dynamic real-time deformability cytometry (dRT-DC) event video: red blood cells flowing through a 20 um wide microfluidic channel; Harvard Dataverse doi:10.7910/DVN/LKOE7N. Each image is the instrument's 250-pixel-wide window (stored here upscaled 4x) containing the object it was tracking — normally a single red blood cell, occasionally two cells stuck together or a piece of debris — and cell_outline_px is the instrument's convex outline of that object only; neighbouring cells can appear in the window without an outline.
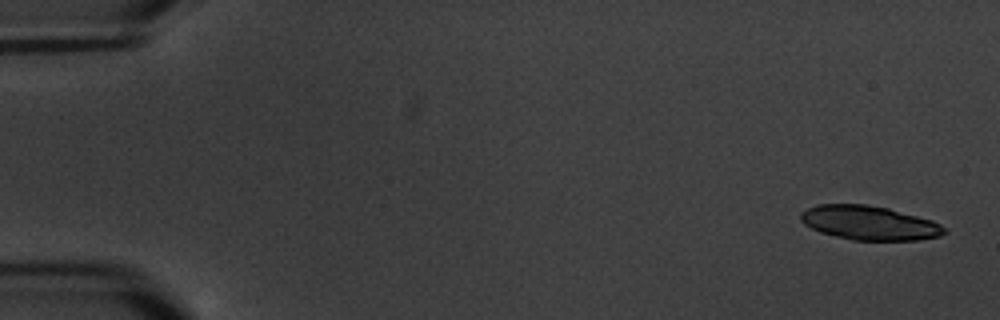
{"species": "common noctule bat (a hibernating species)", "species_latin": "Nyctalus noctula", "temperature_condition": "warm", "stored_images_in_passage": 7, "camera_frame_rate_fps": 3000, "um_per_image_px": 0.085, "animal": {"sex": "male", "body_mass_g": 20.1, "forearm_length_mm": 53.5}, "frame": {"image": 1, "passage_image": 1, "time_ms": 0.0, "image_size_px": [1000, 320], "cell_outline_px": [[948, 232], [940, 236], [916, 240], [852, 240], [820, 232], [804, 224], [800, 220], [800, 212], [816, 204], [868, 204], [888, 208], [932, 220], [940, 224]], "centroid_in_image_um": [73.87, 18.94], "position_along_channel_um": 11.1, "area_um2": 28.61}}
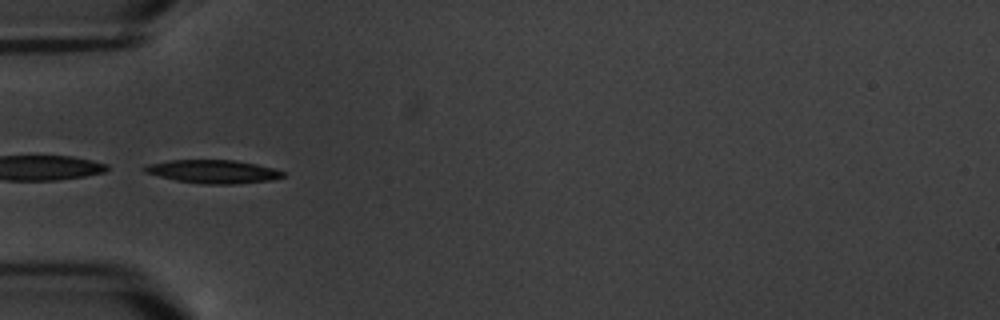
{"frame": {"image": 2, "passage_image": 6, "time_ms": 6.0, "image_size_px": [1000, 320], "cell_outline_px": [[284, 176], [272, 180], [236, 184], [204, 184], [176, 180], [144, 172], [140, 168], [144, 164], [168, 160], [236, 160], [276, 168], [284, 172]], "centroid_in_image_um": [18.09, 14.57], "position_along_channel_um": 66.9, "area_um2": 19.02}}